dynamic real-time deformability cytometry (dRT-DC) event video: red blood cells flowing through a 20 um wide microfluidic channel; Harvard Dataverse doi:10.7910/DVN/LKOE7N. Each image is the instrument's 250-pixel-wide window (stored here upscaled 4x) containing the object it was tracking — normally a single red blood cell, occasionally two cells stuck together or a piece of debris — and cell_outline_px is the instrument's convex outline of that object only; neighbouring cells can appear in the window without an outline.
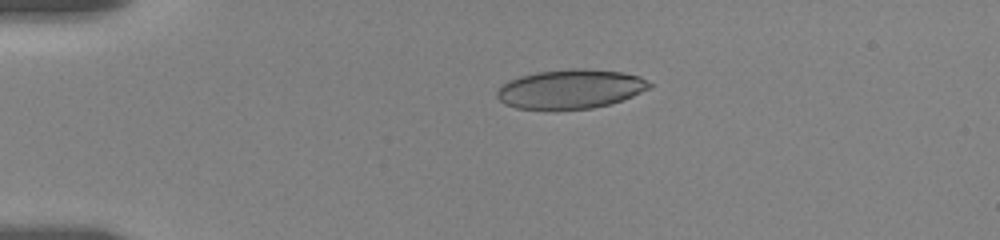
{"species": "human", "species_latin": "Homo sapiens", "temperature_condition": "room temperature", "stored_images_in_passage": 12, "camera_frame_rate_fps": 3000, "um_per_image_px": 0.085, "donor": {"sex": "female"}, "frame": {"image": 1, "passage_image": 5, "time_ms": 4.0, "image_size_px": [1000, 240], "cell_outline_px": [[652, 84], [648, 88], [632, 96], [608, 104], [592, 108], [516, 108], [504, 104], [496, 96], [496, 92], [508, 80], [520, 76], [536, 72], [572, 68], [584, 68], [624, 72], [640, 76]], "centroid_in_image_um": [48.48, 7.54], "position_along_channel_um": 36.5, "area_um2": 34.39}}
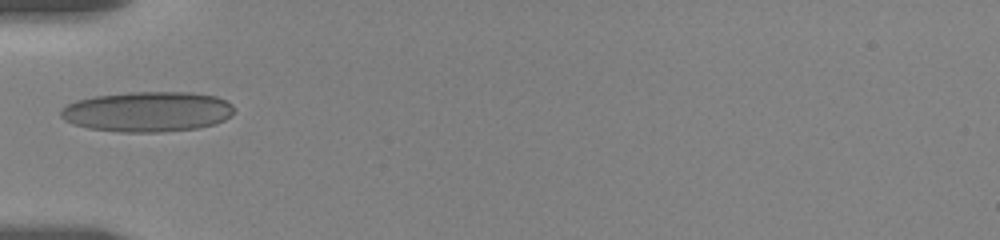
{"frame": {"image": 2, "passage_image": 9, "time_ms": 6.333, "image_size_px": [1000, 240], "cell_outline_px": [[232, 112], [224, 120], [216, 124], [196, 128], [160, 132], [120, 132], [88, 128], [72, 124], [64, 120], [60, 116], [60, 112], [68, 104], [76, 100], [96, 96], [132, 92], [192, 92], [216, 96], [232, 104]], "centroid_in_image_um": [12.52, 9.49], "position_along_channel_um": 72.5, "area_um2": 40.52}}
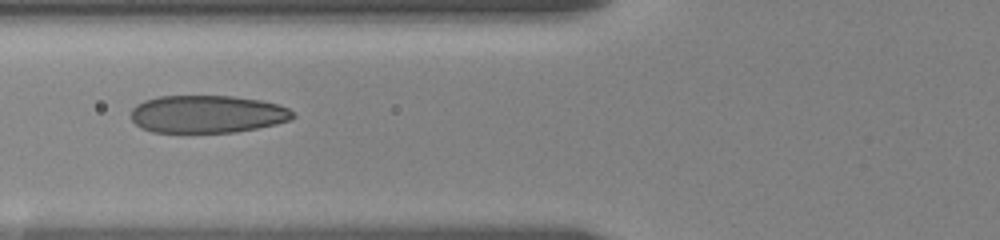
{"frame": {"image": 3, "passage_image": 11, "time_ms": 7.333, "image_size_px": [1000, 240], "cell_outline_px": [[296, 116], [288, 120], [276, 124], [236, 132], [152, 132], [140, 128], [132, 120], [132, 108], [136, 104], [144, 100], [156, 96], [232, 96], [260, 100], [280, 104], [288, 108]], "centroid_in_image_um": [17.6, 9.69], "position_along_channel_um": 108.2, "area_um2": 35.6}}